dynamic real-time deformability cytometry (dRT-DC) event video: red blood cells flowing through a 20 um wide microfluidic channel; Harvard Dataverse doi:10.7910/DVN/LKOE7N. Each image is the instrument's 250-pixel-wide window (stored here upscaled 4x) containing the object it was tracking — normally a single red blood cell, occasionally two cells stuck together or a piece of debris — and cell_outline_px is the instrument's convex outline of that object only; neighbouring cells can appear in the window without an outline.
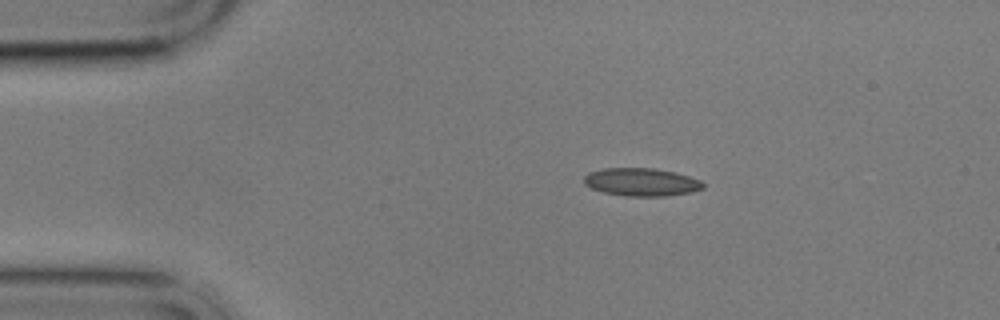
{"species": "common noctule bat (a hibernating species)", "species_latin": "Nyctalus noctula", "temperature_condition": "cold", "stored_images_in_passage": 13, "camera_frame_rate_fps": 3000, "um_per_image_px": 0.085, "animal": {"sex": "male", "body_mass_g": 17.9}, "frame": {"image": 1, "passage_image": 1, "time_ms": 0.0, "image_size_px": [1000, 320], "cell_outline_px": [[704, 188], [692, 192], [668, 196], [628, 196], [604, 192], [592, 188], [584, 184], [584, 176], [588, 172], [604, 168], [656, 168], [676, 172], [700, 180], [704, 184]], "centroid_in_image_um": [54.53, 15.47], "position_along_channel_um": 30.5, "area_um2": 19.48}}
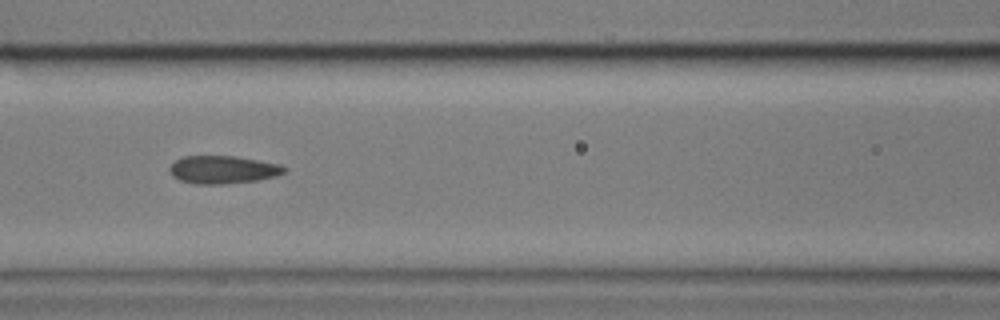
{"frame": {"image": 2, "passage_image": 5, "time_ms": 4.667, "image_size_px": [1000, 320], "cell_outline_px": [[288, 168], [284, 172], [276, 176], [256, 180], [224, 184], [196, 184], [180, 180], [172, 176], [168, 168], [176, 160], [184, 156], [236, 156], [280, 164]], "centroid_in_image_um": [18.94, 14.42], "position_along_channel_um": 147.7, "area_um2": 18.61}}
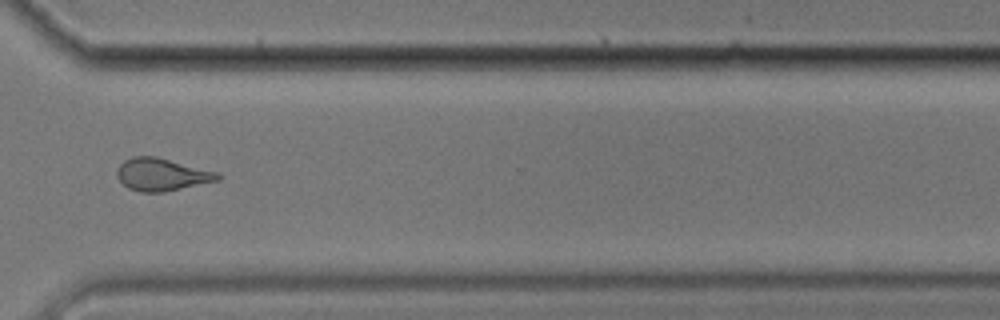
{"frame": {"image": 3, "passage_image": 10, "time_ms": 10.667, "image_size_px": [1000, 320], "cell_outline_px": [[224, 176], [220, 180], [164, 192], [140, 192], [128, 188], [116, 176], [116, 168], [124, 160], [132, 156], [156, 156], [220, 172]], "centroid_in_image_um": [13.78, 14.82], "position_along_channel_um": 356.8, "area_um2": 19.42}, "authors_computed_cell_mechanics": {"area_um2": 18.6694, "velocity_mm_per_s": 3.4968, "shape_relaxation_time_tau1_ms": 5.3631, "shape_relaxation_time_tau2_ms": 2.53, "deformation_change_tau1": 0.1511, "deformation_change_tau2": 0.0826}}